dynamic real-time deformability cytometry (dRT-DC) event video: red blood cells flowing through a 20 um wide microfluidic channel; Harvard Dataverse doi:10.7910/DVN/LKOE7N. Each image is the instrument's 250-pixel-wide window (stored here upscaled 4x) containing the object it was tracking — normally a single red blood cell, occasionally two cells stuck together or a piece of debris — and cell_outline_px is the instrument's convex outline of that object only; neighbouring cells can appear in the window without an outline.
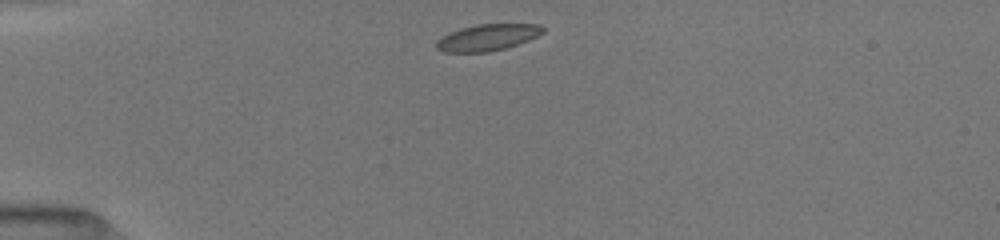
{"species": "common noctule bat (a hibernating species)", "species_latin": "Nyctalus noctula", "temperature_condition": "room temperature", "stored_images_in_passage": 39, "camera_frame_rate_fps": 3000, "um_per_image_px": 0.085, "animal": {"sex": "female", "body_mass_g": 19.5, "forearm_length_mm": 54.1}, "frame": {"image": 1, "passage_image": 1, "time_ms": 0.0, "image_size_px": [1000, 240], "cell_outline_px": [[544, 32], [528, 40], [504, 48], [488, 52], [444, 52], [436, 48], [436, 40], [460, 28], [476, 24], [540, 24], [544, 28]], "centroid_in_image_um": [41.43, 3.18], "position_along_channel_um": 43.6, "area_um2": 16.24}}
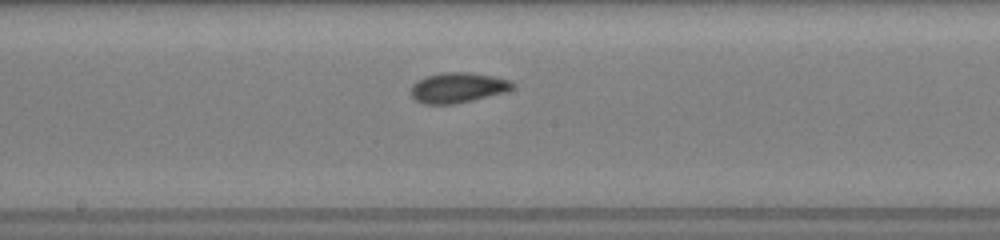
{"frame": {"image": 2, "passage_image": 16, "time_ms": 5.0, "image_size_px": [1000, 240], "cell_outline_px": [[516, 84], [512, 88], [504, 92], [456, 104], [424, 104], [416, 100], [408, 92], [412, 84], [428, 76], [444, 72], [468, 72], [492, 76], [512, 80]], "centroid_in_image_um": [38.9, 7.45], "position_along_channel_um": 209.3, "area_um2": 17.86}}
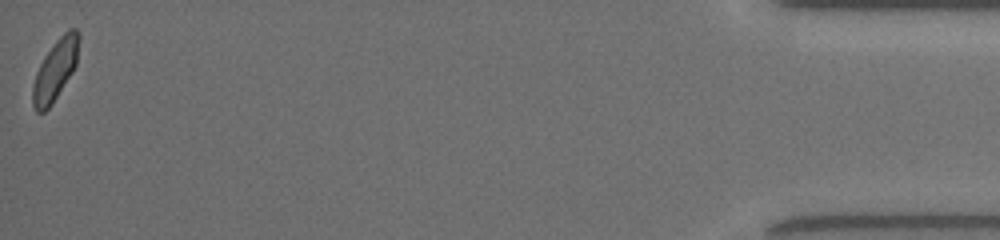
{"frame": {"image": 3, "passage_image": 39, "time_ms": 12.667, "image_size_px": [1000, 240], "cell_outline_px": [[80, 36], [76, 64], [72, 72], [52, 104], [44, 112], [36, 112], [32, 104], [32, 84], [36, 72], [44, 56], [56, 40], [68, 28], [76, 28], [80, 32]], "centroid_in_image_um": [4.69, 5.92], "position_along_channel_um": 430.5, "area_um2": 16.42}, "authors_computed_cell_mechanics": {"area_um2": 16.7042, "velocity_mm_per_s": 4.0036, "shape_relaxation_time_tau1_ms": 2.6794, "shape_relaxation_time_tau2_ms": 1.5766, "deformation_change_tau1": 0.099, "deformation_change_tau2": 0.0443}}